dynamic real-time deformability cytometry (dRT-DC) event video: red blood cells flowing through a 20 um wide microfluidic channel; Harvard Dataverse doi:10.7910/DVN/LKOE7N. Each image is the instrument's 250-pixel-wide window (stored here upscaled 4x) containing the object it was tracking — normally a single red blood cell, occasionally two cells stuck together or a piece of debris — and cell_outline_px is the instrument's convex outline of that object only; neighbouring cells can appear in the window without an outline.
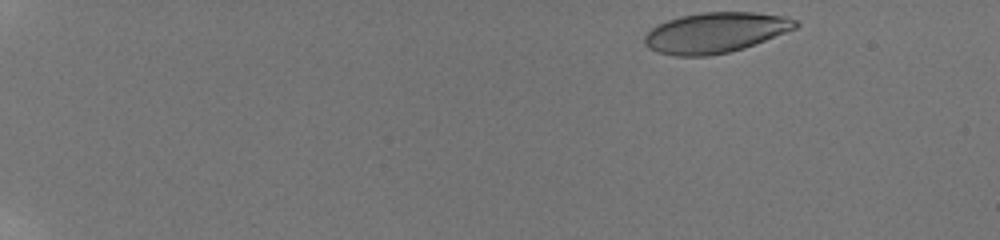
{"species": "human", "species_latin": "Homo sapiens", "temperature_condition": "room temperature", "stored_images_in_passage": 24, "camera_frame_rate_fps": 3000, "um_per_image_px": 0.085, "donor": {"sex": "male"}, "frame": {"image": 1, "passage_image": 1, "time_ms": 0.0, "image_size_px": [1000, 240], "cell_outline_px": [[800, 24], [796, 28], [744, 48], [728, 52], [708, 56], [676, 56], [656, 52], [648, 48], [644, 44], [644, 36], [652, 28], [668, 20], [680, 16], [700, 12], [752, 12], [784, 16], [796, 20]], "centroid_in_image_um": [60.79, 2.77], "position_along_channel_um": 24.2, "area_um2": 35.43}}
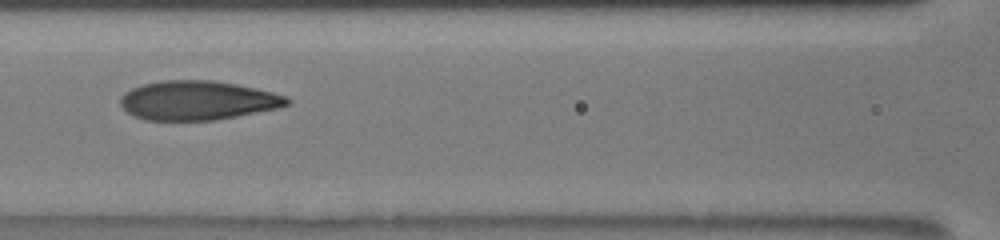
{"frame": {"image": 2, "passage_image": 16, "time_ms": 7.333, "image_size_px": [1000, 240], "cell_outline_px": [[292, 104], [276, 108], [236, 116], [212, 120], [148, 120], [132, 116], [120, 104], [120, 96], [124, 92], [140, 84], [160, 80], [212, 80], [236, 84], [256, 88], [288, 96], [292, 100]], "centroid_in_image_um": [16.79, 8.52], "position_along_channel_um": 149.8, "area_um2": 38.21}}
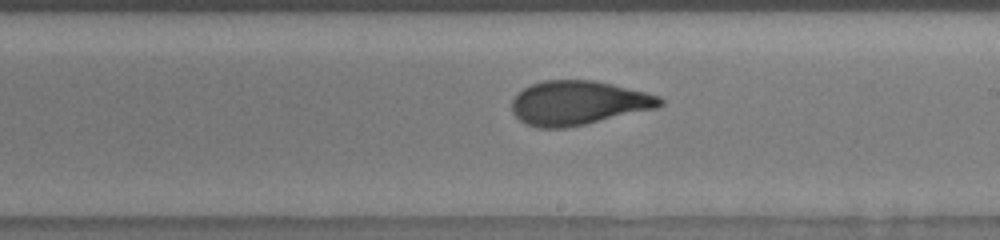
{"frame": {"image": 3, "passage_image": 23, "time_ms": 9.667, "image_size_px": [1000, 240], "cell_outline_px": [[664, 104], [656, 108], [584, 124], [564, 128], [536, 128], [524, 124], [512, 112], [512, 100], [516, 92], [532, 84], [544, 80], [596, 80], [660, 96], [664, 100]], "centroid_in_image_um": [49.11, 8.74], "position_along_channel_um": 239.9, "area_um2": 38.09}}